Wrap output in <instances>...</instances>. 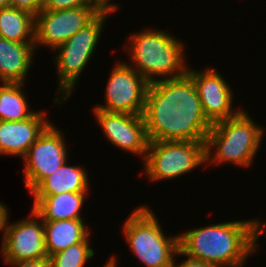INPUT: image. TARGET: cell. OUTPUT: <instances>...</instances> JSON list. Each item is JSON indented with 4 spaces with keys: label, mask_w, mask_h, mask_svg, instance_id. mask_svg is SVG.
I'll use <instances>...</instances> for the list:
<instances>
[{
    "label": "cell",
    "mask_w": 266,
    "mask_h": 267,
    "mask_svg": "<svg viewBox=\"0 0 266 267\" xmlns=\"http://www.w3.org/2000/svg\"><path fill=\"white\" fill-rule=\"evenodd\" d=\"M143 118L149 142L205 141L212 127L187 73L149 84Z\"/></svg>",
    "instance_id": "1"
},
{
    "label": "cell",
    "mask_w": 266,
    "mask_h": 267,
    "mask_svg": "<svg viewBox=\"0 0 266 267\" xmlns=\"http://www.w3.org/2000/svg\"><path fill=\"white\" fill-rule=\"evenodd\" d=\"M179 234V251L214 267H245L254 256L253 219L222 221Z\"/></svg>",
    "instance_id": "2"
},
{
    "label": "cell",
    "mask_w": 266,
    "mask_h": 267,
    "mask_svg": "<svg viewBox=\"0 0 266 267\" xmlns=\"http://www.w3.org/2000/svg\"><path fill=\"white\" fill-rule=\"evenodd\" d=\"M127 39L123 49L130 61L126 63L149 83L178 78L188 72L186 42L171 32L145 27L144 30L130 33Z\"/></svg>",
    "instance_id": "3"
},
{
    "label": "cell",
    "mask_w": 266,
    "mask_h": 267,
    "mask_svg": "<svg viewBox=\"0 0 266 267\" xmlns=\"http://www.w3.org/2000/svg\"><path fill=\"white\" fill-rule=\"evenodd\" d=\"M264 129L245 109L235 117L212 124L205 140L209 168L229 163L242 169L251 167L263 143Z\"/></svg>",
    "instance_id": "4"
},
{
    "label": "cell",
    "mask_w": 266,
    "mask_h": 267,
    "mask_svg": "<svg viewBox=\"0 0 266 267\" xmlns=\"http://www.w3.org/2000/svg\"><path fill=\"white\" fill-rule=\"evenodd\" d=\"M153 209L141 205L123 221V237L144 267H172L179 251V234L168 236ZM167 236H166V235Z\"/></svg>",
    "instance_id": "5"
},
{
    "label": "cell",
    "mask_w": 266,
    "mask_h": 267,
    "mask_svg": "<svg viewBox=\"0 0 266 267\" xmlns=\"http://www.w3.org/2000/svg\"><path fill=\"white\" fill-rule=\"evenodd\" d=\"M142 163L139 175L151 183L177 179L207 166L205 141H151Z\"/></svg>",
    "instance_id": "6"
},
{
    "label": "cell",
    "mask_w": 266,
    "mask_h": 267,
    "mask_svg": "<svg viewBox=\"0 0 266 267\" xmlns=\"http://www.w3.org/2000/svg\"><path fill=\"white\" fill-rule=\"evenodd\" d=\"M109 73L105 103L92 110L143 115L149 82L124 61H116Z\"/></svg>",
    "instance_id": "7"
},
{
    "label": "cell",
    "mask_w": 266,
    "mask_h": 267,
    "mask_svg": "<svg viewBox=\"0 0 266 267\" xmlns=\"http://www.w3.org/2000/svg\"><path fill=\"white\" fill-rule=\"evenodd\" d=\"M107 5L81 6L64 10L42 9L35 15V49L53 51L89 24Z\"/></svg>",
    "instance_id": "8"
},
{
    "label": "cell",
    "mask_w": 266,
    "mask_h": 267,
    "mask_svg": "<svg viewBox=\"0 0 266 267\" xmlns=\"http://www.w3.org/2000/svg\"><path fill=\"white\" fill-rule=\"evenodd\" d=\"M65 138L64 132L52 122L22 158L24 185L29 194L69 160Z\"/></svg>",
    "instance_id": "9"
},
{
    "label": "cell",
    "mask_w": 266,
    "mask_h": 267,
    "mask_svg": "<svg viewBox=\"0 0 266 267\" xmlns=\"http://www.w3.org/2000/svg\"><path fill=\"white\" fill-rule=\"evenodd\" d=\"M30 212L27 218L15 222L8 219L0 247L3 261L48 258L43 220L32 208Z\"/></svg>",
    "instance_id": "10"
},
{
    "label": "cell",
    "mask_w": 266,
    "mask_h": 267,
    "mask_svg": "<svg viewBox=\"0 0 266 267\" xmlns=\"http://www.w3.org/2000/svg\"><path fill=\"white\" fill-rule=\"evenodd\" d=\"M187 74L196 86L204 116L211 124L235 117L243 110L236 108L233 89L214 67L196 70L189 65Z\"/></svg>",
    "instance_id": "11"
},
{
    "label": "cell",
    "mask_w": 266,
    "mask_h": 267,
    "mask_svg": "<svg viewBox=\"0 0 266 267\" xmlns=\"http://www.w3.org/2000/svg\"><path fill=\"white\" fill-rule=\"evenodd\" d=\"M92 112L107 141L125 153L140 156L141 161H144L149 139L143 115L101 110Z\"/></svg>",
    "instance_id": "12"
},
{
    "label": "cell",
    "mask_w": 266,
    "mask_h": 267,
    "mask_svg": "<svg viewBox=\"0 0 266 267\" xmlns=\"http://www.w3.org/2000/svg\"><path fill=\"white\" fill-rule=\"evenodd\" d=\"M48 111L37 110L30 118L22 121H0V156L23 158L30 146L53 122Z\"/></svg>",
    "instance_id": "13"
},
{
    "label": "cell",
    "mask_w": 266,
    "mask_h": 267,
    "mask_svg": "<svg viewBox=\"0 0 266 267\" xmlns=\"http://www.w3.org/2000/svg\"><path fill=\"white\" fill-rule=\"evenodd\" d=\"M54 67H56L58 88L53 98L54 105L59 106L67 102L78 86V79L82 75L84 68L88 67L89 61L95 50H78L70 48H55ZM65 102V103H64Z\"/></svg>",
    "instance_id": "14"
},
{
    "label": "cell",
    "mask_w": 266,
    "mask_h": 267,
    "mask_svg": "<svg viewBox=\"0 0 266 267\" xmlns=\"http://www.w3.org/2000/svg\"><path fill=\"white\" fill-rule=\"evenodd\" d=\"M35 43L14 42L0 37V82L24 83L34 65Z\"/></svg>",
    "instance_id": "15"
},
{
    "label": "cell",
    "mask_w": 266,
    "mask_h": 267,
    "mask_svg": "<svg viewBox=\"0 0 266 267\" xmlns=\"http://www.w3.org/2000/svg\"><path fill=\"white\" fill-rule=\"evenodd\" d=\"M90 192H64L54 195H30L32 209L42 220L84 219L83 205ZM82 213V214H81Z\"/></svg>",
    "instance_id": "16"
},
{
    "label": "cell",
    "mask_w": 266,
    "mask_h": 267,
    "mask_svg": "<svg viewBox=\"0 0 266 267\" xmlns=\"http://www.w3.org/2000/svg\"><path fill=\"white\" fill-rule=\"evenodd\" d=\"M67 160L47 176L30 195H54L64 192H89V174L82 165H70Z\"/></svg>",
    "instance_id": "17"
},
{
    "label": "cell",
    "mask_w": 266,
    "mask_h": 267,
    "mask_svg": "<svg viewBox=\"0 0 266 267\" xmlns=\"http://www.w3.org/2000/svg\"><path fill=\"white\" fill-rule=\"evenodd\" d=\"M84 221L85 219L43 220L48 258L67 249L70 245L84 241L92 234L91 228Z\"/></svg>",
    "instance_id": "18"
},
{
    "label": "cell",
    "mask_w": 266,
    "mask_h": 267,
    "mask_svg": "<svg viewBox=\"0 0 266 267\" xmlns=\"http://www.w3.org/2000/svg\"><path fill=\"white\" fill-rule=\"evenodd\" d=\"M35 16L12 6L0 8V37L21 43H35Z\"/></svg>",
    "instance_id": "19"
},
{
    "label": "cell",
    "mask_w": 266,
    "mask_h": 267,
    "mask_svg": "<svg viewBox=\"0 0 266 267\" xmlns=\"http://www.w3.org/2000/svg\"><path fill=\"white\" fill-rule=\"evenodd\" d=\"M25 83L0 82V121H22L37 110L29 107Z\"/></svg>",
    "instance_id": "20"
},
{
    "label": "cell",
    "mask_w": 266,
    "mask_h": 267,
    "mask_svg": "<svg viewBox=\"0 0 266 267\" xmlns=\"http://www.w3.org/2000/svg\"><path fill=\"white\" fill-rule=\"evenodd\" d=\"M118 4L111 1L89 24L56 48L96 50V46L98 48V44H100L101 35L106 27L108 17L113 15L112 13H117V10L121 8Z\"/></svg>",
    "instance_id": "21"
},
{
    "label": "cell",
    "mask_w": 266,
    "mask_h": 267,
    "mask_svg": "<svg viewBox=\"0 0 266 267\" xmlns=\"http://www.w3.org/2000/svg\"><path fill=\"white\" fill-rule=\"evenodd\" d=\"M90 237L91 234L84 241L51 255L49 257L50 267H86L88 261L95 256Z\"/></svg>",
    "instance_id": "22"
},
{
    "label": "cell",
    "mask_w": 266,
    "mask_h": 267,
    "mask_svg": "<svg viewBox=\"0 0 266 267\" xmlns=\"http://www.w3.org/2000/svg\"><path fill=\"white\" fill-rule=\"evenodd\" d=\"M109 0H43L42 9L64 10L81 6L108 5Z\"/></svg>",
    "instance_id": "23"
},
{
    "label": "cell",
    "mask_w": 266,
    "mask_h": 267,
    "mask_svg": "<svg viewBox=\"0 0 266 267\" xmlns=\"http://www.w3.org/2000/svg\"><path fill=\"white\" fill-rule=\"evenodd\" d=\"M10 6L25 10L35 16L42 10L43 0H11Z\"/></svg>",
    "instance_id": "24"
},
{
    "label": "cell",
    "mask_w": 266,
    "mask_h": 267,
    "mask_svg": "<svg viewBox=\"0 0 266 267\" xmlns=\"http://www.w3.org/2000/svg\"><path fill=\"white\" fill-rule=\"evenodd\" d=\"M3 262L9 267H50L49 258Z\"/></svg>",
    "instance_id": "25"
},
{
    "label": "cell",
    "mask_w": 266,
    "mask_h": 267,
    "mask_svg": "<svg viewBox=\"0 0 266 267\" xmlns=\"http://www.w3.org/2000/svg\"><path fill=\"white\" fill-rule=\"evenodd\" d=\"M184 257V260H180L179 262L176 260L177 258ZM177 263H176V262ZM172 267H214L213 265L207 264L206 262H202L199 260H195L183 255L180 251L177 252Z\"/></svg>",
    "instance_id": "26"
},
{
    "label": "cell",
    "mask_w": 266,
    "mask_h": 267,
    "mask_svg": "<svg viewBox=\"0 0 266 267\" xmlns=\"http://www.w3.org/2000/svg\"><path fill=\"white\" fill-rule=\"evenodd\" d=\"M253 234H254V254L259 250L261 244L258 240L260 236L266 234V221H261L259 218H253Z\"/></svg>",
    "instance_id": "27"
},
{
    "label": "cell",
    "mask_w": 266,
    "mask_h": 267,
    "mask_svg": "<svg viewBox=\"0 0 266 267\" xmlns=\"http://www.w3.org/2000/svg\"><path fill=\"white\" fill-rule=\"evenodd\" d=\"M10 211L6 204L0 201V233H2V239L4 236L5 228L8 222Z\"/></svg>",
    "instance_id": "28"
},
{
    "label": "cell",
    "mask_w": 266,
    "mask_h": 267,
    "mask_svg": "<svg viewBox=\"0 0 266 267\" xmlns=\"http://www.w3.org/2000/svg\"><path fill=\"white\" fill-rule=\"evenodd\" d=\"M118 256L115 254L111 255L110 258L107 259L105 262V267H118L120 261H118Z\"/></svg>",
    "instance_id": "29"
},
{
    "label": "cell",
    "mask_w": 266,
    "mask_h": 267,
    "mask_svg": "<svg viewBox=\"0 0 266 267\" xmlns=\"http://www.w3.org/2000/svg\"><path fill=\"white\" fill-rule=\"evenodd\" d=\"M11 0H0V8L10 6Z\"/></svg>",
    "instance_id": "30"
}]
</instances>
